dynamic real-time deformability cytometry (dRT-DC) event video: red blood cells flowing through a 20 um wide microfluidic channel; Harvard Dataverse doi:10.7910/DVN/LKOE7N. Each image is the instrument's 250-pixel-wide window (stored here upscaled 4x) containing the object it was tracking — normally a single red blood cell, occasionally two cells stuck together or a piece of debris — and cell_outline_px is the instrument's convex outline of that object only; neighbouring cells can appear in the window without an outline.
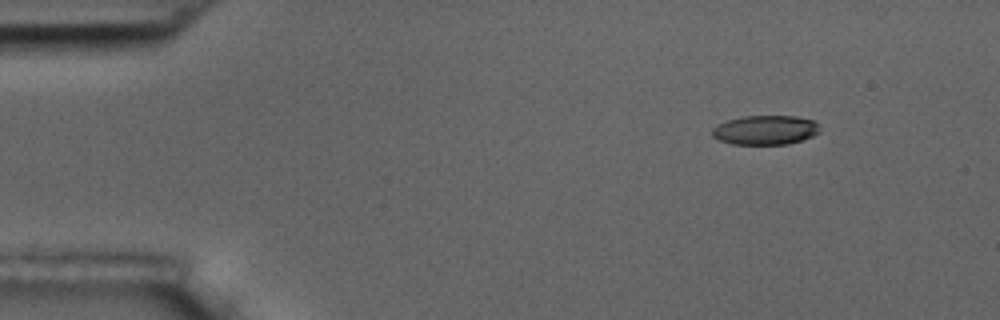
{"species": "common noctule bat (a hibernating species)", "species_latin": "Nyctalus noctula", "temperature_condition": "room temperature", "stored_images_in_passage": 5, "camera_frame_rate_fps": 3000, "um_per_image_px": 0.085, "animal": {"sex": "male", "body_mass_g": 17.5, "forearm_length_mm": 52.3}, "frame": {"image": 1, "passage_image": 5, "time_ms": 4.667, "image_size_px": [1000, 320], "cell_outline_px": [[820, 132], [812, 136], [788, 144], [732, 144], [720, 140], [712, 136], [712, 128], [716, 124], [728, 120], [744, 116], [796, 116], [812, 120], [820, 124]], "centroid_in_image_um": [65.06, 11.04], "position_along_channel_um": 19.9, "area_um2": 18.44}}